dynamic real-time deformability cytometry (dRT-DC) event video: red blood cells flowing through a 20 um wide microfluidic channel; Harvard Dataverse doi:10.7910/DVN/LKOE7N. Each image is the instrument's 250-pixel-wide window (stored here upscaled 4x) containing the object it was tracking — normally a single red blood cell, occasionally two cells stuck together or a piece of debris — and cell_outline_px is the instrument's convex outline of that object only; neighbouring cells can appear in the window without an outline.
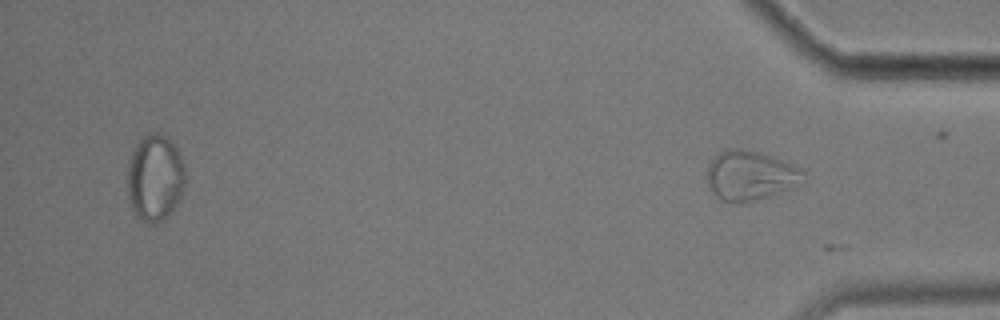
{"species": "common noctule bat (a hibernating species)", "species_latin": "Nyctalus noctula", "temperature_condition": "cold", "stored_images_in_passage": 13, "segment_of_instrument_passage": [2, 2], "camera_frame_rate_fps": 3000, "um_per_image_px": 0.085, "animal": {"sex": "male", "body_mass_g": 17.9}, "frame": {"image": 1, "passage_image": 13, "time_ms": 4.0, "image_size_px": [1000, 320], "cell_outline_px": [[804, 172], [800, 184], [792, 188], [744, 204], [736, 204], [724, 200], [716, 196], [708, 184], [708, 160], [724, 148], [740, 148], [756, 152], [792, 164], [800, 168]], "centroid_in_image_um": [63.72, 14.92], "position_along_channel_um": 371.5, "area_um2": 27.74}}